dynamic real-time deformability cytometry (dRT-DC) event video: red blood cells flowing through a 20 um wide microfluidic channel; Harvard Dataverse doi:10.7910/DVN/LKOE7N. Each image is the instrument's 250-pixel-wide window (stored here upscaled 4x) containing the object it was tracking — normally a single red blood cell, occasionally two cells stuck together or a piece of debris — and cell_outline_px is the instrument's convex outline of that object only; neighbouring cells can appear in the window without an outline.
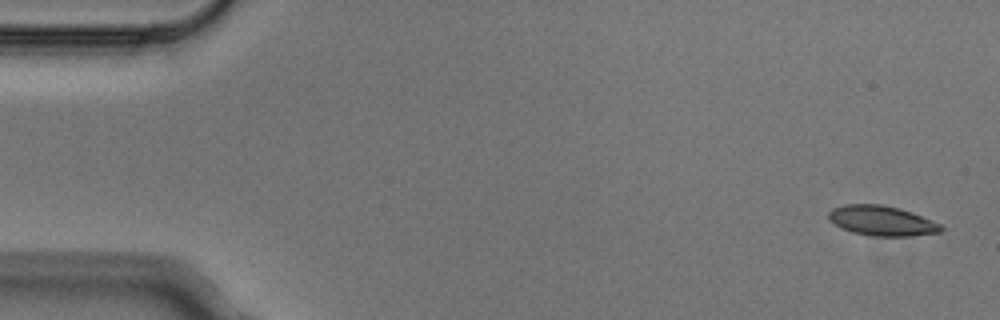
{"species": "Egyptian fruit bat (a non-hibernating species)", "species_latin": "Rousettus aegyptiacus", "temperature_condition": "cold", "stored_images_in_passage": 4, "camera_frame_rate_fps": 3000, "um_per_image_px": 0.085, "animal": {"sex": "male"}, "frame": {"image": 1, "passage_image": 1, "time_ms": 0.0, "image_size_px": [1000, 320], "cell_outline_px": [[944, 228], [940, 232], [908, 236], [872, 236], [852, 232], [836, 224], [828, 216], [828, 212], [832, 208], [844, 204], [880, 204], [900, 208], [912, 212], [940, 224]], "centroid_in_image_um": [74.96, 18.75], "position_along_channel_um": 10.0, "area_um2": 19.42}}